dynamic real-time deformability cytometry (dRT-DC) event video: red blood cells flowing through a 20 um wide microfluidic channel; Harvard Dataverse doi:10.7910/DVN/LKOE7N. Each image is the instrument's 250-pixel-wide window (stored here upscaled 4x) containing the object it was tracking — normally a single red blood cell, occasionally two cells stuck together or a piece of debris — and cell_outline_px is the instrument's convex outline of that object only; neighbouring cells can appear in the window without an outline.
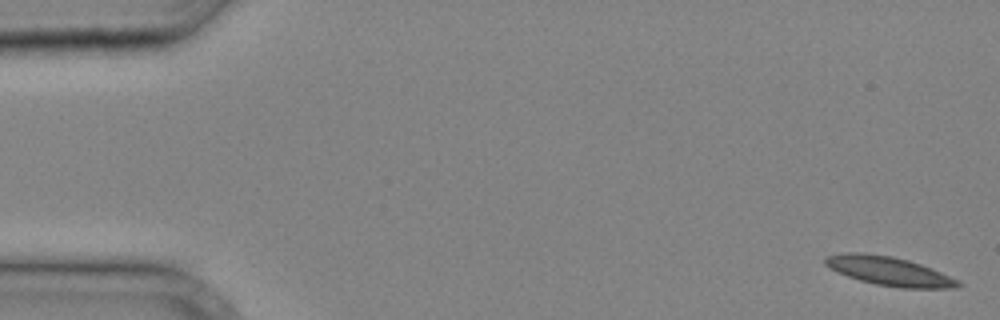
{"species": "common noctule bat (a hibernating species)", "species_latin": "Nyctalus noctula", "temperature_condition": "cold", "stored_images_in_passage": 36, "camera_frame_rate_fps": 3000, "um_per_image_px": 0.085, "animal": {"sex": "male", "body_mass_g": 20.4}, "frame": {"image": 1, "passage_image": 1, "time_ms": 0.0, "image_size_px": [1000, 320], "cell_outline_px": [[964, 284], [956, 288], [900, 288], [876, 284], [860, 280], [836, 272], [824, 264], [824, 256], [844, 252], [864, 252], [892, 256], [908, 260], [932, 268], [960, 280]], "centroid_in_image_um": [75.58, 23.04], "position_along_channel_um": 9.4, "area_um2": 22.66}}
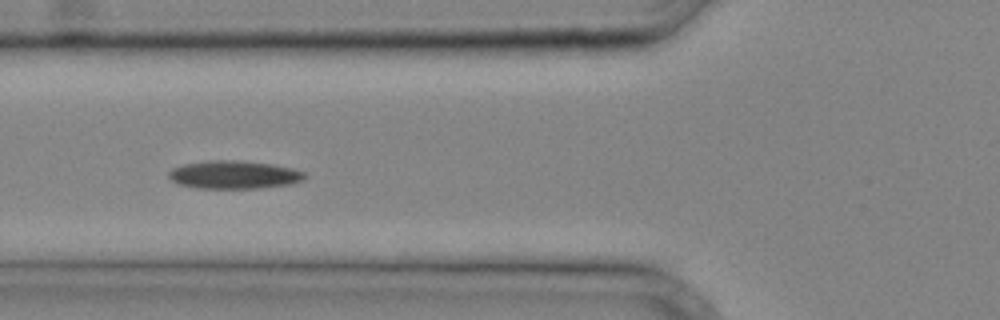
{"frame": {"image": 2, "passage_image": 14, "time_ms": 4.333, "image_size_px": [1000, 320], "cell_outline_px": [[304, 180], [292, 184], [260, 188], [196, 188], [180, 184], [172, 180], [168, 176], [168, 172], [172, 168], [184, 164], [208, 160], [236, 160], [272, 164], [292, 168], [304, 172]], "centroid_in_image_um": [19.89, 14.85], "position_along_channel_um": 105.9, "area_um2": 22.25}}
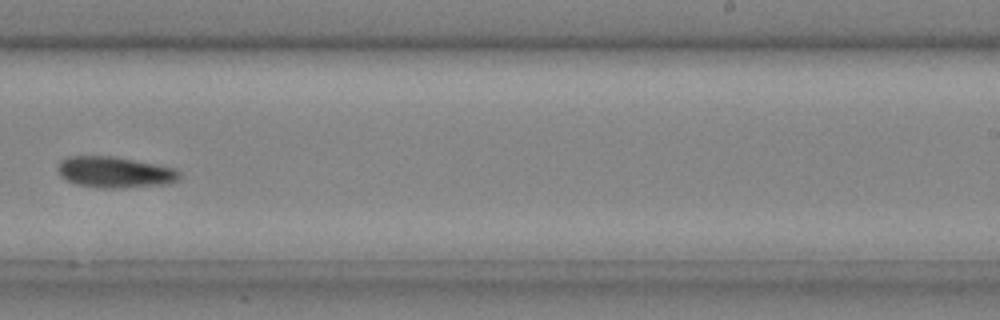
{"frame": {"image": 3, "passage_image": 24, "time_ms": 7.667, "image_size_px": [1000, 320], "cell_outline_px": [[180, 180], [168, 184], [124, 188], [96, 188], [76, 184], [60, 176], [56, 168], [60, 160], [68, 156], [112, 156], [176, 168], [180, 172]], "centroid_in_image_um": [9.76, 14.65], "position_along_channel_um": 279.2, "area_um2": 22.31}}